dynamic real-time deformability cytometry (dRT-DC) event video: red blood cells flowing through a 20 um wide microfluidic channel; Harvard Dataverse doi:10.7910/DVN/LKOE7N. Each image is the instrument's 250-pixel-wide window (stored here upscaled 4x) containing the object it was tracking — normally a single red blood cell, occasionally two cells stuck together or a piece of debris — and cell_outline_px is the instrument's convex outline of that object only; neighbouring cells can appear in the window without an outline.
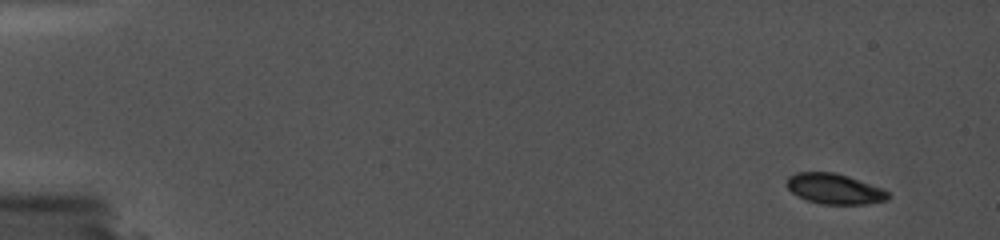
{"species": "common noctule bat (a hibernating species)", "species_latin": "Nyctalus noctula", "temperature_condition": "cold", "stored_images_in_passage": 68, "camera_frame_rate_fps": 5000, "um_per_image_px": 0.085, "animal": {"sex": "female", "body_mass_g": 19.0, "forearm_length_mm": 56.7}, "frame": {"image": 1, "passage_image": 1, "time_ms": 0.0, "image_size_px": [1000, 240], "cell_outline_px": [[888, 196], [884, 200], [860, 204], [824, 204], [808, 200], [792, 192], [788, 188], [788, 180], [796, 172], [836, 172], [848, 176], [888, 192]], "centroid_in_image_um": [70.89, 16.04], "position_along_channel_um": 14.1, "area_um2": 17.17}}
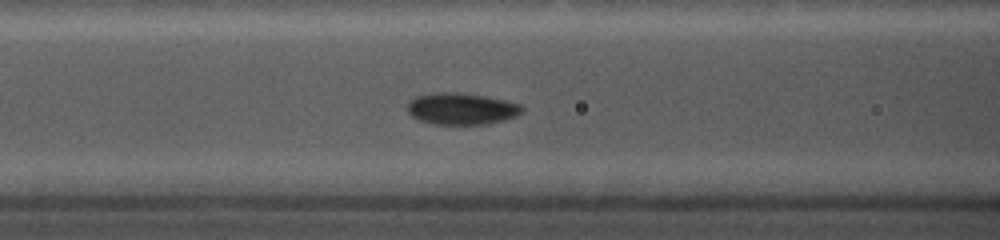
{"frame": {"image": 2, "passage_image": 36, "time_ms": 7.0, "image_size_px": [1000, 240], "cell_outline_px": [[524, 112], [516, 116], [504, 120], [484, 124], [432, 124], [416, 120], [408, 112], [408, 100], [416, 96], [432, 92], [456, 92], [484, 96], [504, 100], [520, 104], [524, 108]], "centroid_in_image_um": [39.2, 9.24], "position_along_channel_um": 127.4, "area_um2": 21.33}}
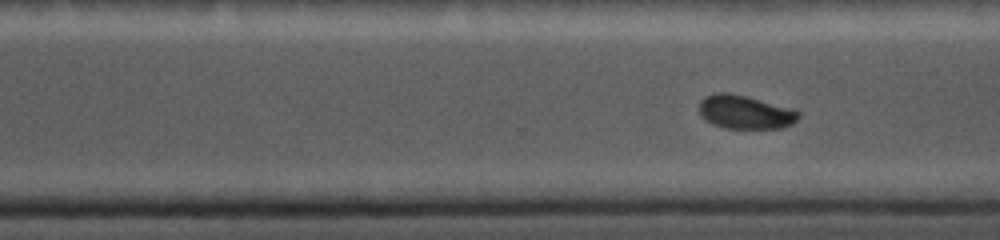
{"frame": {"image": 3, "passage_image": 60, "time_ms": 11.8, "image_size_px": [1000, 240], "cell_outline_px": [[800, 116], [792, 124], [780, 128], [724, 128], [712, 124], [700, 112], [700, 100], [704, 96], [716, 92], [728, 92], [748, 96], [796, 108], [800, 112]], "centroid_in_image_um": [63.39, 9.5], "position_along_channel_um": 307.2, "area_um2": 19.71}}